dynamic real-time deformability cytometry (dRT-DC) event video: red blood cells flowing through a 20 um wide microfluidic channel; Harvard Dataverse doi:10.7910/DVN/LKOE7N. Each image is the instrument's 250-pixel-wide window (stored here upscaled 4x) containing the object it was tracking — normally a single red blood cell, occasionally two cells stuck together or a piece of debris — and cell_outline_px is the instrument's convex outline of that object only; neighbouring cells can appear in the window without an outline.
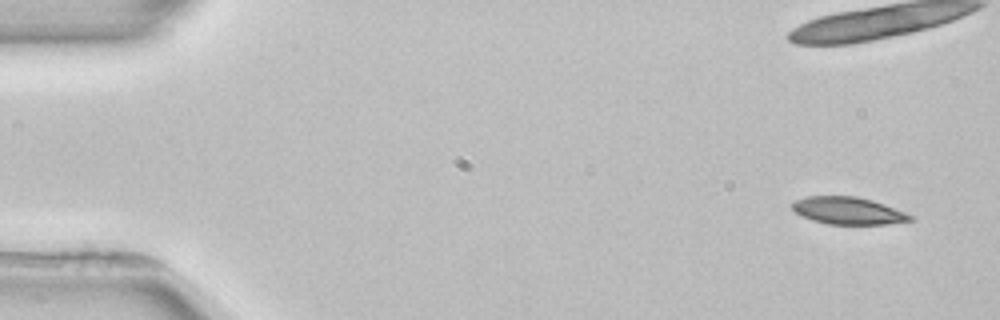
{"species": "common noctule bat (a hibernating species)", "species_latin": "Nyctalus noctula", "temperature_condition": "room temperature", "stored_images_in_passage": 5, "camera_frame_rate_fps": 3000, "um_per_image_px": 0.085, "animal": {"sex": "female", "body_mass_g": 22.7, "forearm_length_mm": 54.2}, "frame": {"image": 1, "passage_image": 1, "time_ms": 0.0, "image_size_px": [1000, 320], "cell_outline_px": [[916, 216], [912, 220], [888, 224], [828, 224], [812, 220], [800, 216], [792, 208], [792, 204], [796, 200], [808, 196], [856, 196], [872, 200], [884, 204]], "centroid_in_image_um": [72.11, 17.91], "position_along_channel_um": 12.9, "area_um2": 18.79}}